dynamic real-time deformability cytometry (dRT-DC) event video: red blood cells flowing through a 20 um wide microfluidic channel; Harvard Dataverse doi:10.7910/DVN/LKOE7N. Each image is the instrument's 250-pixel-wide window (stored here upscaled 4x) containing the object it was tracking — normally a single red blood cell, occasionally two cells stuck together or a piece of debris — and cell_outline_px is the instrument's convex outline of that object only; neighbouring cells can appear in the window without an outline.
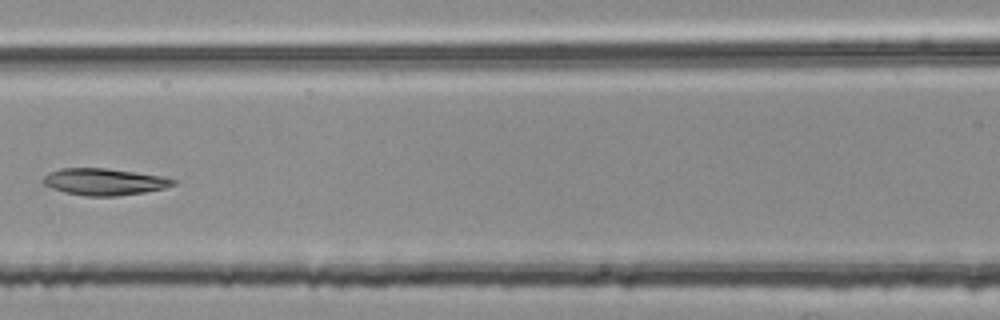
{"species": "common noctule bat (a hibernating species)", "species_latin": "Nyctalus noctula", "temperature_condition": "room temperature", "stored_images_in_passage": 6, "camera_frame_rate_fps": 3000, "um_per_image_px": 0.085, "animal": {"sex": "female", "body_mass_g": 25.1}, "frame": {"image": 1, "passage_image": 6, "time_ms": 1.667, "image_size_px": [1000, 320], "cell_outline_px": [[176, 184], [164, 188], [144, 192], [116, 196], [84, 196], [64, 192], [52, 188], [44, 184], [44, 176], [48, 172], [60, 168], [104, 168], [164, 176], [176, 180]], "centroid_in_image_um": [8.86, 15.45], "position_along_channel_um": 157.7, "area_um2": 20.23}}